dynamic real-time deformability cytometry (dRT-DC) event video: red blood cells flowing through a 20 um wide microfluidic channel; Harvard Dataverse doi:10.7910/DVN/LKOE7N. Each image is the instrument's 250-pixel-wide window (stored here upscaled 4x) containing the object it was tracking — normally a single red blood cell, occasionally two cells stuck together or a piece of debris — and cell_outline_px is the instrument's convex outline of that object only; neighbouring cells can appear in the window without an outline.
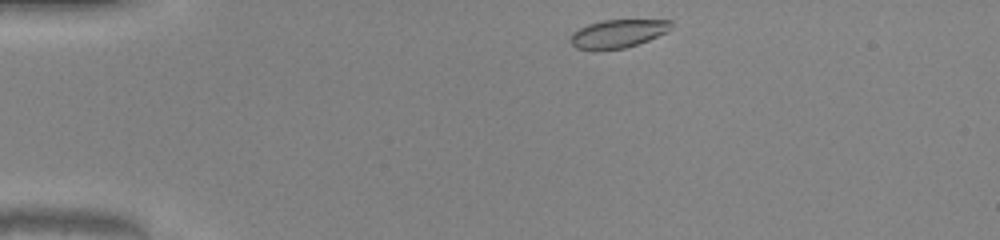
{"species": "common noctule bat (a hibernating species)", "species_latin": "Nyctalus noctula", "temperature_condition": "warm", "stored_images_in_passage": 42, "camera_frame_rate_fps": 3000, "um_per_image_px": 0.085, "animal": {"sex": "male", "body_mass_g": 20.0, "forearm_length_mm": 53.3}, "frame": {"image": 1, "passage_image": 1, "time_ms": 0.0, "image_size_px": [1000, 240], "cell_outline_px": [[672, 28], [668, 32], [648, 40], [624, 48], [576, 48], [568, 40], [572, 32], [588, 24], [604, 20], [672, 20]], "centroid_in_image_um": [52.55, 2.83], "position_along_channel_um": 32.5, "area_um2": 16.24}}
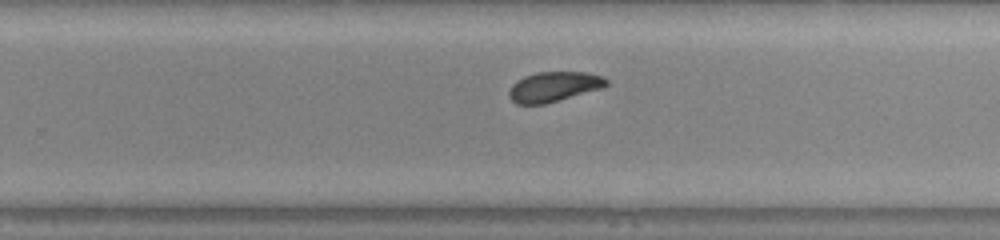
{"frame": {"image": 2, "passage_image": 24, "time_ms": 7.667, "image_size_px": [1000, 240], "cell_outline_px": [[608, 84], [604, 88], [544, 104], [516, 104], [508, 96], [508, 92], [512, 84], [516, 80], [524, 76], [536, 72], [588, 72], [600, 76], [608, 80]], "centroid_in_image_um": [47.07, 7.37], "position_along_channel_um": 282.7, "area_um2": 17.11}}
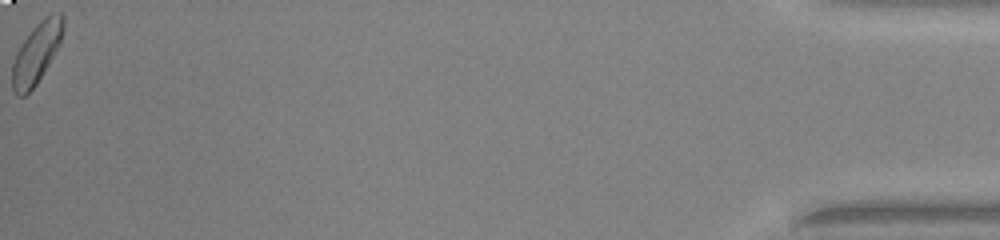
{"frame": {"image": 3, "passage_image": 42, "time_ms": 13.667, "image_size_px": [1000, 240], "cell_outline_px": [[64, 28], [60, 44], [36, 84], [24, 96], [16, 96], [12, 88], [12, 64], [16, 52], [32, 28], [40, 20], [52, 12], [60, 12], [64, 16]], "centroid_in_image_um": [3.11, 4.48], "position_along_channel_um": 432.1, "area_um2": 17.98}, "authors_computed_cell_mechanics": {"area_um2": 17.5134, "velocity_mm_per_s": 4.0753, "shape_relaxation_time_tau1_ms": 2.6488, "shape_relaxation_time_tau2_ms": 2.3268, "deformation_change_tau1": 0.0888, "deformation_change_tau2": 0.0626}}